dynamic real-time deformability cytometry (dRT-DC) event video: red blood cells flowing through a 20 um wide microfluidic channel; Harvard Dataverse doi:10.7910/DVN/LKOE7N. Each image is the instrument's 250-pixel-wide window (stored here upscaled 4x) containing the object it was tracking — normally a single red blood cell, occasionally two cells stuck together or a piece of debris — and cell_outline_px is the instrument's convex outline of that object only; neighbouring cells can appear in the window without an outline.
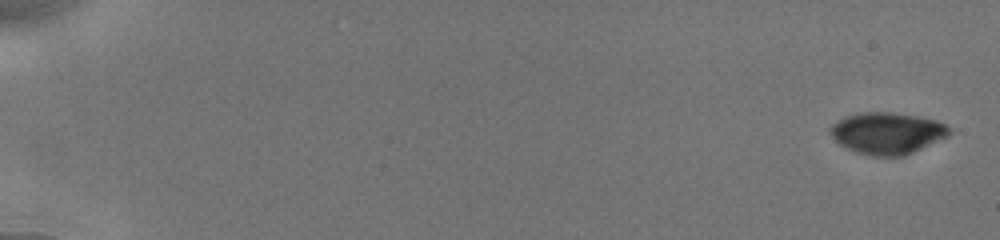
{"species": "human", "species_latin": "Homo sapiens", "temperature_condition": "cold", "stored_images_in_passage": 33, "camera_frame_rate_fps": 3000, "um_per_image_px": 0.085, "donor": {"sex": "male"}, "frame": {"image": 1, "passage_image": 1, "time_ms": 0.0, "image_size_px": [1000, 240], "cell_outline_px": [[952, 128], [948, 136], [904, 156], [872, 156], [856, 152], [840, 144], [832, 136], [828, 128], [832, 124], [848, 116], [860, 112], [892, 112], [916, 116], [936, 120]], "centroid_in_image_um": [75.42, 11.32], "position_along_channel_um": 9.6, "area_um2": 28.67}}
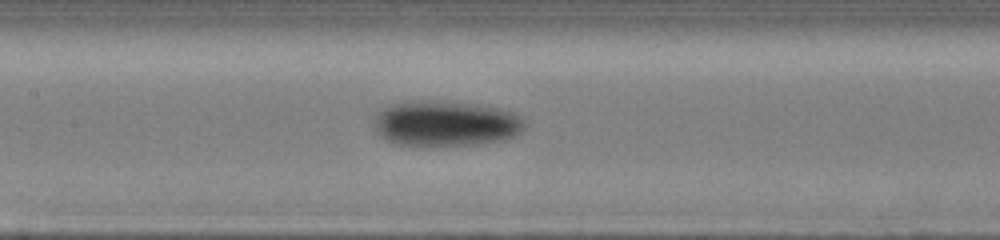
{"frame": {"image": 2, "passage_image": 24, "time_ms": 9.0, "image_size_px": [1000, 240], "cell_outline_px": [[524, 128], [516, 136], [504, 140], [476, 144], [432, 148], [396, 144], [380, 136], [372, 128], [372, 120], [380, 108], [388, 104], [404, 100], [440, 100], [476, 104], [500, 108], [512, 112], [520, 116], [524, 120]], "centroid_in_image_um": [37.79, 10.5], "position_along_channel_um": 169.6, "area_um2": 41.56}}
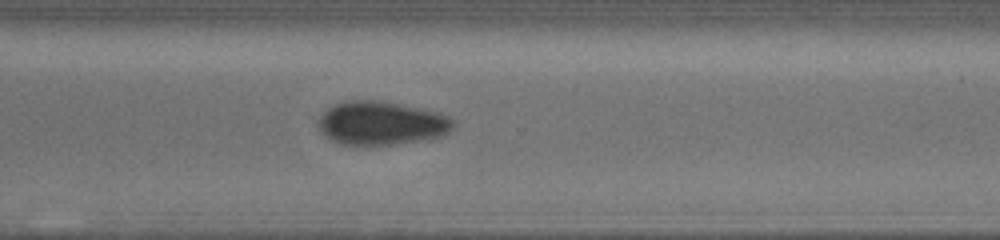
{"frame": {"image": 3, "passage_image": 33, "time_ms": 13.333, "image_size_px": [1000, 240], "cell_outline_px": [[456, 124], [448, 132], [440, 136], [392, 144], [340, 144], [332, 140], [316, 124], [316, 120], [328, 108], [344, 100], [372, 100], [396, 104], [436, 112], [448, 116], [456, 120]], "centroid_in_image_um": [32.39, 10.45], "position_along_channel_um": 338.2, "area_um2": 33.52}}